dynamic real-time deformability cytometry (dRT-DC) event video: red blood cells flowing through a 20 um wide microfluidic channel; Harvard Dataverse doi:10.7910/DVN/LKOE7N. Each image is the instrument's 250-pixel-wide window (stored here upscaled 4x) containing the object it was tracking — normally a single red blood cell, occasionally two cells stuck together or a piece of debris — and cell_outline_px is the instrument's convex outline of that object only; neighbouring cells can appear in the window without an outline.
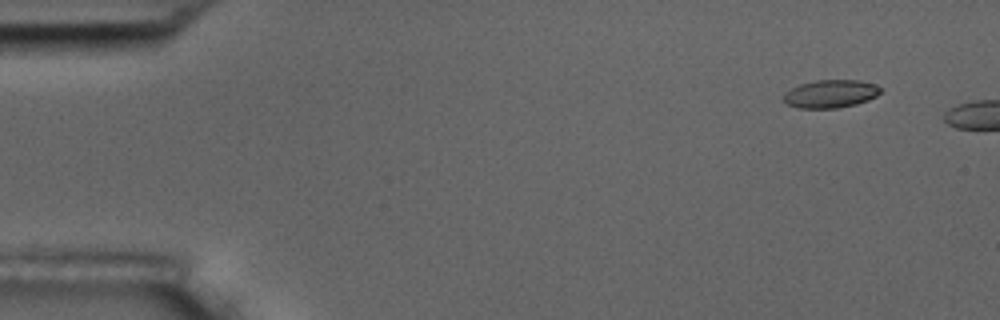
{"species": "common noctule bat (a hibernating species)", "species_latin": "Nyctalus noctula", "temperature_condition": "room temperature", "stored_images_in_passage": 3, "camera_frame_rate_fps": 3000, "um_per_image_px": 0.085, "animal": {"sex": "male", "body_mass_g": 17.5, "forearm_length_mm": 52.3}, "frame": {"image": 1, "passage_image": 1, "time_ms": 0.0, "image_size_px": [1000, 320], "cell_outline_px": [[884, 88], [876, 96], [868, 100], [856, 104], [836, 108], [800, 108], [788, 104], [780, 100], [784, 92], [800, 84], [816, 80], [860, 80]], "centroid_in_image_um": [70.57, 7.97], "position_along_channel_um": 14.4, "area_um2": 15.9}}